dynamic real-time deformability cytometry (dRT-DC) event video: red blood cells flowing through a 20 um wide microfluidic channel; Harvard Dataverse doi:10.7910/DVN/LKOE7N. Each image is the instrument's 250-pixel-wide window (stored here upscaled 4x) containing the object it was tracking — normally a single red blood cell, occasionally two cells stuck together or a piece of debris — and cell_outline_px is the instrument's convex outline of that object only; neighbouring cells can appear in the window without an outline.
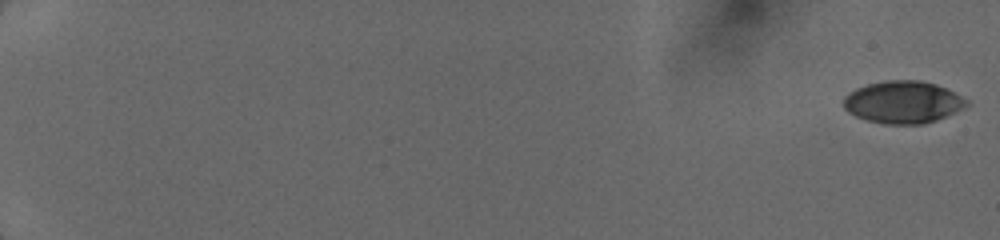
{"species": "human", "species_latin": "Homo sapiens", "temperature_condition": "cold", "stored_images_in_passage": 32, "camera_frame_rate_fps": 3000, "um_per_image_px": 0.085, "donor": {"sex": "female"}, "frame": {"image": 1, "passage_image": 1, "time_ms": 0.0, "image_size_px": [1000, 240], "cell_outline_px": [[968, 104], [964, 108], [936, 120], [924, 124], [884, 124], [868, 120], [856, 116], [848, 112], [844, 108], [844, 96], [848, 92], [856, 88], [868, 84], [884, 80], [920, 80], [936, 84], [968, 100]], "centroid_in_image_um": [76.73, 8.68], "position_along_channel_um": 8.3, "area_um2": 30.23}}
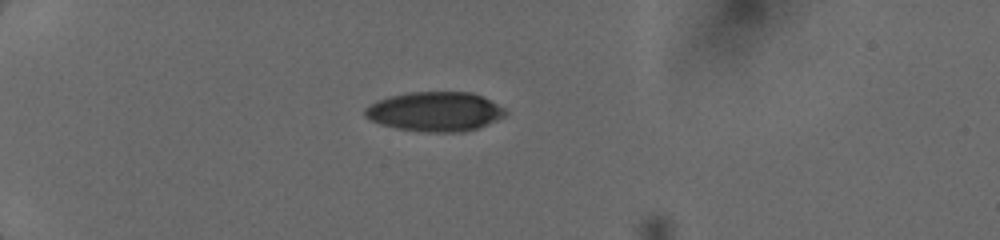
{"frame": {"image": 2, "passage_image": 23, "time_ms": 5.333, "image_size_px": [1000, 240], "cell_outline_px": [[508, 112], [504, 116], [480, 128], [464, 132], [424, 132], [396, 128], [380, 124], [364, 116], [364, 108], [376, 100], [388, 96], [408, 92], [472, 92], [484, 96], [504, 108]], "centroid_in_image_um": [36.98, 9.48], "position_along_channel_um": 48.0, "area_um2": 32.66}}
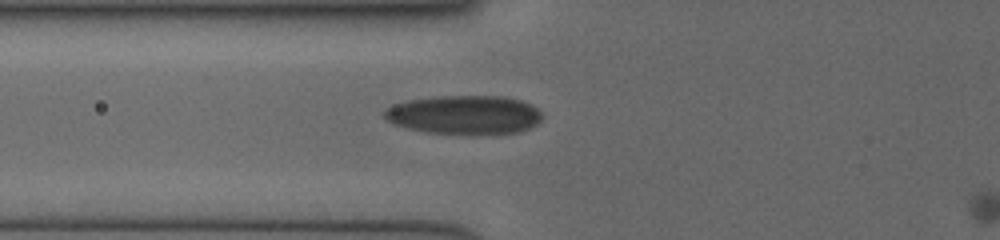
{"frame": {"image": 3, "passage_image": 31, "time_ms": 7.333, "image_size_px": [1000, 240], "cell_outline_px": [[544, 116], [536, 124], [528, 128], [516, 132], [476, 136], [428, 132], [408, 128], [392, 124], [384, 120], [384, 108], [392, 104], [408, 100], [436, 96], [504, 96], [520, 100], [532, 104]], "centroid_in_image_um": [39.44, 9.77], "position_along_channel_um": 86.4, "area_um2": 36.47}}